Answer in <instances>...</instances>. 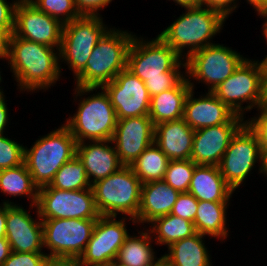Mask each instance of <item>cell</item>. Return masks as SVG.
Listing matches in <instances>:
<instances>
[{
    "label": "cell",
    "instance_id": "cell-47",
    "mask_svg": "<svg viewBox=\"0 0 267 266\" xmlns=\"http://www.w3.org/2000/svg\"><path fill=\"white\" fill-rule=\"evenodd\" d=\"M12 250L6 237H0V266L10 256Z\"/></svg>",
    "mask_w": 267,
    "mask_h": 266
},
{
    "label": "cell",
    "instance_id": "cell-24",
    "mask_svg": "<svg viewBox=\"0 0 267 266\" xmlns=\"http://www.w3.org/2000/svg\"><path fill=\"white\" fill-rule=\"evenodd\" d=\"M234 192L226 183L218 166L195 167L188 193L198 201L230 202Z\"/></svg>",
    "mask_w": 267,
    "mask_h": 266
},
{
    "label": "cell",
    "instance_id": "cell-34",
    "mask_svg": "<svg viewBox=\"0 0 267 266\" xmlns=\"http://www.w3.org/2000/svg\"><path fill=\"white\" fill-rule=\"evenodd\" d=\"M38 10L59 20L63 25L81 17L75 0H32Z\"/></svg>",
    "mask_w": 267,
    "mask_h": 266
},
{
    "label": "cell",
    "instance_id": "cell-43",
    "mask_svg": "<svg viewBox=\"0 0 267 266\" xmlns=\"http://www.w3.org/2000/svg\"><path fill=\"white\" fill-rule=\"evenodd\" d=\"M44 266H83L78 257H48Z\"/></svg>",
    "mask_w": 267,
    "mask_h": 266
},
{
    "label": "cell",
    "instance_id": "cell-10",
    "mask_svg": "<svg viewBox=\"0 0 267 266\" xmlns=\"http://www.w3.org/2000/svg\"><path fill=\"white\" fill-rule=\"evenodd\" d=\"M245 59L246 57L232 47L214 42L192 53L185 60L186 77L192 89L196 87L194 83L201 82L208 87V91H213L232 75Z\"/></svg>",
    "mask_w": 267,
    "mask_h": 266
},
{
    "label": "cell",
    "instance_id": "cell-2",
    "mask_svg": "<svg viewBox=\"0 0 267 266\" xmlns=\"http://www.w3.org/2000/svg\"><path fill=\"white\" fill-rule=\"evenodd\" d=\"M98 89L101 91L97 92ZM73 90H75L73 93L75 101H79L78 108L64 124L69 128L77 143L111 140L118 119L105 90L102 87L81 86H74ZM94 91L96 93H93ZM84 95L89 96L85 98Z\"/></svg>",
    "mask_w": 267,
    "mask_h": 266
},
{
    "label": "cell",
    "instance_id": "cell-4",
    "mask_svg": "<svg viewBox=\"0 0 267 266\" xmlns=\"http://www.w3.org/2000/svg\"><path fill=\"white\" fill-rule=\"evenodd\" d=\"M135 33L111 28L103 35L74 78V86L102 87L127 68V54Z\"/></svg>",
    "mask_w": 267,
    "mask_h": 266
},
{
    "label": "cell",
    "instance_id": "cell-52",
    "mask_svg": "<svg viewBox=\"0 0 267 266\" xmlns=\"http://www.w3.org/2000/svg\"><path fill=\"white\" fill-rule=\"evenodd\" d=\"M261 106L267 109V70L263 78V100Z\"/></svg>",
    "mask_w": 267,
    "mask_h": 266
},
{
    "label": "cell",
    "instance_id": "cell-49",
    "mask_svg": "<svg viewBox=\"0 0 267 266\" xmlns=\"http://www.w3.org/2000/svg\"><path fill=\"white\" fill-rule=\"evenodd\" d=\"M170 1V0H168ZM176 5L184 7H200L203 6V0H172Z\"/></svg>",
    "mask_w": 267,
    "mask_h": 266
},
{
    "label": "cell",
    "instance_id": "cell-32",
    "mask_svg": "<svg viewBox=\"0 0 267 266\" xmlns=\"http://www.w3.org/2000/svg\"><path fill=\"white\" fill-rule=\"evenodd\" d=\"M49 185L69 191L91 188L86 169L77 156L62 165Z\"/></svg>",
    "mask_w": 267,
    "mask_h": 266
},
{
    "label": "cell",
    "instance_id": "cell-55",
    "mask_svg": "<svg viewBox=\"0 0 267 266\" xmlns=\"http://www.w3.org/2000/svg\"><path fill=\"white\" fill-rule=\"evenodd\" d=\"M0 69H1V67H0ZM2 72L0 71V84H1V82L3 81L2 79H3V77L1 76V75H3V74H1ZM1 87V86H0Z\"/></svg>",
    "mask_w": 267,
    "mask_h": 266
},
{
    "label": "cell",
    "instance_id": "cell-39",
    "mask_svg": "<svg viewBox=\"0 0 267 266\" xmlns=\"http://www.w3.org/2000/svg\"><path fill=\"white\" fill-rule=\"evenodd\" d=\"M184 77H155L146 80L145 86L150 96H155L163 91L174 88Z\"/></svg>",
    "mask_w": 267,
    "mask_h": 266
},
{
    "label": "cell",
    "instance_id": "cell-3",
    "mask_svg": "<svg viewBox=\"0 0 267 266\" xmlns=\"http://www.w3.org/2000/svg\"><path fill=\"white\" fill-rule=\"evenodd\" d=\"M184 12L158 34L184 60L192 53L213 44L226 18L205 6L184 7Z\"/></svg>",
    "mask_w": 267,
    "mask_h": 266
},
{
    "label": "cell",
    "instance_id": "cell-45",
    "mask_svg": "<svg viewBox=\"0 0 267 266\" xmlns=\"http://www.w3.org/2000/svg\"><path fill=\"white\" fill-rule=\"evenodd\" d=\"M6 98H4L1 102H0V136L4 135V133H6L5 129L6 126L8 127V120L10 119L9 117V109L7 107L6 103L8 100H5Z\"/></svg>",
    "mask_w": 267,
    "mask_h": 266
},
{
    "label": "cell",
    "instance_id": "cell-48",
    "mask_svg": "<svg viewBox=\"0 0 267 266\" xmlns=\"http://www.w3.org/2000/svg\"><path fill=\"white\" fill-rule=\"evenodd\" d=\"M246 2L252 5L256 13L267 12V0H246Z\"/></svg>",
    "mask_w": 267,
    "mask_h": 266
},
{
    "label": "cell",
    "instance_id": "cell-23",
    "mask_svg": "<svg viewBox=\"0 0 267 266\" xmlns=\"http://www.w3.org/2000/svg\"><path fill=\"white\" fill-rule=\"evenodd\" d=\"M179 194L164 180L142 184L136 224L148 226L154 219L170 214Z\"/></svg>",
    "mask_w": 267,
    "mask_h": 266
},
{
    "label": "cell",
    "instance_id": "cell-16",
    "mask_svg": "<svg viewBox=\"0 0 267 266\" xmlns=\"http://www.w3.org/2000/svg\"><path fill=\"white\" fill-rule=\"evenodd\" d=\"M63 24L30 2H17L14 34L22 39L60 48Z\"/></svg>",
    "mask_w": 267,
    "mask_h": 266
},
{
    "label": "cell",
    "instance_id": "cell-5",
    "mask_svg": "<svg viewBox=\"0 0 267 266\" xmlns=\"http://www.w3.org/2000/svg\"><path fill=\"white\" fill-rule=\"evenodd\" d=\"M37 139L29 149L24 146V163L35 185L42 188L52 182L63 164L76 156L77 141L64 123Z\"/></svg>",
    "mask_w": 267,
    "mask_h": 266
},
{
    "label": "cell",
    "instance_id": "cell-13",
    "mask_svg": "<svg viewBox=\"0 0 267 266\" xmlns=\"http://www.w3.org/2000/svg\"><path fill=\"white\" fill-rule=\"evenodd\" d=\"M126 220L136 224L134 218L126 216L101 215L97 219L91 238L79 257L83 266H109L116 260L120 247L130 234Z\"/></svg>",
    "mask_w": 267,
    "mask_h": 266
},
{
    "label": "cell",
    "instance_id": "cell-54",
    "mask_svg": "<svg viewBox=\"0 0 267 266\" xmlns=\"http://www.w3.org/2000/svg\"><path fill=\"white\" fill-rule=\"evenodd\" d=\"M109 266H123V265H120V264H118V263H116V262L114 261V262H112Z\"/></svg>",
    "mask_w": 267,
    "mask_h": 266
},
{
    "label": "cell",
    "instance_id": "cell-1",
    "mask_svg": "<svg viewBox=\"0 0 267 266\" xmlns=\"http://www.w3.org/2000/svg\"><path fill=\"white\" fill-rule=\"evenodd\" d=\"M59 49L11 35L7 62L20 92H46L60 81Z\"/></svg>",
    "mask_w": 267,
    "mask_h": 266
},
{
    "label": "cell",
    "instance_id": "cell-42",
    "mask_svg": "<svg viewBox=\"0 0 267 266\" xmlns=\"http://www.w3.org/2000/svg\"><path fill=\"white\" fill-rule=\"evenodd\" d=\"M239 0H203V6L219 11L226 19L229 18L239 4Z\"/></svg>",
    "mask_w": 267,
    "mask_h": 266
},
{
    "label": "cell",
    "instance_id": "cell-30",
    "mask_svg": "<svg viewBox=\"0 0 267 266\" xmlns=\"http://www.w3.org/2000/svg\"><path fill=\"white\" fill-rule=\"evenodd\" d=\"M147 228L156 245L167 247L197 233L193 222L172 214L154 219Z\"/></svg>",
    "mask_w": 267,
    "mask_h": 266
},
{
    "label": "cell",
    "instance_id": "cell-26",
    "mask_svg": "<svg viewBox=\"0 0 267 266\" xmlns=\"http://www.w3.org/2000/svg\"><path fill=\"white\" fill-rule=\"evenodd\" d=\"M191 89L185 76L174 88L152 96L148 116L153 125L183 118L185 101Z\"/></svg>",
    "mask_w": 267,
    "mask_h": 266
},
{
    "label": "cell",
    "instance_id": "cell-36",
    "mask_svg": "<svg viewBox=\"0 0 267 266\" xmlns=\"http://www.w3.org/2000/svg\"><path fill=\"white\" fill-rule=\"evenodd\" d=\"M197 208L198 200L192 194L180 193L170 214L194 223Z\"/></svg>",
    "mask_w": 267,
    "mask_h": 266
},
{
    "label": "cell",
    "instance_id": "cell-18",
    "mask_svg": "<svg viewBox=\"0 0 267 266\" xmlns=\"http://www.w3.org/2000/svg\"><path fill=\"white\" fill-rule=\"evenodd\" d=\"M35 209L37 219L22 205L6 203V239L12 251L45 252L42 220L37 207Z\"/></svg>",
    "mask_w": 267,
    "mask_h": 266
},
{
    "label": "cell",
    "instance_id": "cell-33",
    "mask_svg": "<svg viewBox=\"0 0 267 266\" xmlns=\"http://www.w3.org/2000/svg\"><path fill=\"white\" fill-rule=\"evenodd\" d=\"M196 166L191 159L170 160L163 180L179 193H186Z\"/></svg>",
    "mask_w": 267,
    "mask_h": 266
},
{
    "label": "cell",
    "instance_id": "cell-15",
    "mask_svg": "<svg viewBox=\"0 0 267 266\" xmlns=\"http://www.w3.org/2000/svg\"><path fill=\"white\" fill-rule=\"evenodd\" d=\"M102 88L110 98L117 119L149 115L151 96L145 83L127 68Z\"/></svg>",
    "mask_w": 267,
    "mask_h": 266
},
{
    "label": "cell",
    "instance_id": "cell-56",
    "mask_svg": "<svg viewBox=\"0 0 267 266\" xmlns=\"http://www.w3.org/2000/svg\"><path fill=\"white\" fill-rule=\"evenodd\" d=\"M17 2H28V0H16Z\"/></svg>",
    "mask_w": 267,
    "mask_h": 266
},
{
    "label": "cell",
    "instance_id": "cell-29",
    "mask_svg": "<svg viewBox=\"0 0 267 266\" xmlns=\"http://www.w3.org/2000/svg\"><path fill=\"white\" fill-rule=\"evenodd\" d=\"M39 188L33 182L25 163L8 169L0 170V192L12 197L30 199V208H36Z\"/></svg>",
    "mask_w": 267,
    "mask_h": 266
},
{
    "label": "cell",
    "instance_id": "cell-7",
    "mask_svg": "<svg viewBox=\"0 0 267 266\" xmlns=\"http://www.w3.org/2000/svg\"><path fill=\"white\" fill-rule=\"evenodd\" d=\"M142 182L130 166L91 185L100 215L136 218L140 206Z\"/></svg>",
    "mask_w": 267,
    "mask_h": 266
},
{
    "label": "cell",
    "instance_id": "cell-20",
    "mask_svg": "<svg viewBox=\"0 0 267 266\" xmlns=\"http://www.w3.org/2000/svg\"><path fill=\"white\" fill-rule=\"evenodd\" d=\"M245 123H225L195 130L190 159L196 165L218 166L232 137Z\"/></svg>",
    "mask_w": 267,
    "mask_h": 266
},
{
    "label": "cell",
    "instance_id": "cell-53",
    "mask_svg": "<svg viewBox=\"0 0 267 266\" xmlns=\"http://www.w3.org/2000/svg\"><path fill=\"white\" fill-rule=\"evenodd\" d=\"M2 87H0V102L6 97L4 94V90L3 89H1Z\"/></svg>",
    "mask_w": 267,
    "mask_h": 266
},
{
    "label": "cell",
    "instance_id": "cell-41",
    "mask_svg": "<svg viewBox=\"0 0 267 266\" xmlns=\"http://www.w3.org/2000/svg\"><path fill=\"white\" fill-rule=\"evenodd\" d=\"M111 2L112 0H75V5L81 16H101L99 11Z\"/></svg>",
    "mask_w": 267,
    "mask_h": 266
},
{
    "label": "cell",
    "instance_id": "cell-17",
    "mask_svg": "<svg viewBox=\"0 0 267 266\" xmlns=\"http://www.w3.org/2000/svg\"><path fill=\"white\" fill-rule=\"evenodd\" d=\"M111 141L121 164L131 166L154 142L152 120L149 116L118 119Z\"/></svg>",
    "mask_w": 267,
    "mask_h": 266
},
{
    "label": "cell",
    "instance_id": "cell-31",
    "mask_svg": "<svg viewBox=\"0 0 267 266\" xmlns=\"http://www.w3.org/2000/svg\"><path fill=\"white\" fill-rule=\"evenodd\" d=\"M170 160L153 142L130 166L134 174L145 184L163 180Z\"/></svg>",
    "mask_w": 267,
    "mask_h": 266
},
{
    "label": "cell",
    "instance_id": "cell-40",
    "mask_svg": "<svg viewBox=\"0 0 267 266\" xmlns=\"http://www.w3.org/2000/svg\"><path fill=\"white\" fill-rule=\"evenodd\" d=\"M0 0V30L14 31L15 7L16 0Z\"/></svg>",
    "mask_w": 267,
    "mask_h": 266
},
{
    "label": "cell",
    "instance_id": "cell-21",
    "mask_svg": "<svg viewBox=\"0 0 267 266\" xmlns=\"http://www.w3.org/2000/svg\"><path fill=\"white\" fill-rule=\"evenodd\" d=\"M112 145L111 140L77 143L76 156L84 165L91 185L123 167Z\"/></svg>",
    "mask_w": 267,
    "mask_h": 266
},
{
    "label": "cell",
    "instance_id": "cell-51",
    "mask_svg": "<svg viewBox=\"0 0 267 266\" xmlns=\"http://www.w3.org/2000/svg\"><path fill=\"white\" fill-rule=\"evenodd\" d=\"M258 173L263 174L262 177H267V150L261 151L260 171Z\"/></svg>",
    "mask_w": 267,
    "mask_h": 266
},
{
    "label": "cell",
    "instance_id": "cell-44",
    "mask_svg": "<svg viewBox=\"0 0 267 266\" xmlns=\"http://www.w3.org/2000/svg\"><path fill=\"white\" fill-rule=\"evenodd\" d=\"M14 31H1L0 30V60L5 59L8 61L9 57V41Z\"/></svg>",
    "mask_w": 267,
    "mask_h": 266
},
{
    "label": "cell",
    "instance_id": "cell-11",
    "mask_svg": "<svg viewBox=\"0 0 267 266\" xmlns=\"http://www.w3.org/2000/svg\"><path fill=\"white\" fill-rule=\"evenodd\" d=\"M36 207L41 219H98L92 188L61 190L50 185L39 188Z\"/></svg>",
    "mask_w": 267,
    "mask_h": 266
},
{
    "label": "cell",
    "instance_id": "cell-8",
    "mask_svg": "<svg viewBox=\"0 0 267 266\" xmlns=\"http://www.w3.org/2000/svg\"><path fill=\"white\" fill-rule=\"evenodd\" d=\"M266 70L267 65L264 62L246 58L233 74L212 92L237 115L244 117L245 113L262 104ZM244 103L246 105L242 106Z\"/></svg>",
    "mask_w": 267,
    "mask_h": 266
},
{
    "label": "cell",
    "instance_id": "cell-14",
    "mask_svg": "<svg viewBox=\"0 0 267 266\" xmlns=\"http://www.w3.org/2000/svg\"><path fill=\"white\" fill-rule=\"evenodd\" d=\"M260 160L258 138L245 123L232 137L218 167L226 183L236 191L254 168L260 171Z\"/></svg>",
    "mask_w": 267,
    "mask_h": 266
},
{
    "label": "cell",
    "instance_id": "cell-27",
    "mask_svg": "<svg viewBox=\"0 0 267 266\" xmlns=\"http://www.w3.org/2000/svg\"><path fill=\"white\" fill-rule=\"evenodd\" d=\"M145 225L137 234H129L120 247L115 262L123 266H161L162 257L154 251L155 241ZM146 228V229H145Z\"/></svg>",
    "mask_w": 267,
    "mask_h": 266
},
{
    "label": "cell",
    "instance_id": "cell-50",
    "mask_svg": "<svg viewBox=\"0 0 267 266\" xmlns=\"http://www.w3.org/2000/svg\"><path fill=\"white\" fill-rule=\"evenodd\" d=\"M258 16L261 17V19H264V23H262V36L264 37V40L266 41V45H267V12H260L257 13ZM262 62H264L265 64H267V55L263 58V60H261Z\"/></svg>",
    "mask_w": 267,
    "mask_h": 266
},
{
    "label": "cell",
    "instance_id": "cell-38",
    "mask_svg": "<svg viewBox=\"0 0 267 266\" xmlns=\"http://www.w3.org/2000/svg\"><path fill=\"white\" fill-rule=\"evenodd\" d=\"M257 116L245 120L247 126L256 134L260 151L267 150V109L259 106Z\"/></svg>",
    "mask_w": 267,
    "mask_h": 266
},
{
    "label": "cell",
    "instance_id": "cell-19",
    "mask_svg": "<svg viewBox=\"0 0 267 266\" xmlns=\"http://www.w3.org/2000/svg\"><path fill=\"white\" fill-rule=\"evenodd\" d=\"M194 89L187 95L183 119L195 131L204 127L225 123H245V118L237 115L219 100L212 91L195 98Z\"/></svg>",
    "mask_w": 267,
    "mask_h": 266
},
{
    "label": "cell",
    "instance_id": "cell-6",
    "mask_svg": "<svg viewBox=\"0 0 267 266\" xmlns=\"http://www.w3.org/2000/svg\"><path fill=\"white\" fill-rule=\"evenodd\" d=\"M134 35L127 54V69L145 82L155 77H185L186 62L159 35L147 40ZM184 60V61H183Z\"/></svg>",
    "mask_w": 267,
    "mask_h": 266
},
{
    "label": "cell",
    "instance_id": "cell-46",
    "mask_svg": "<svg viewBox=\"0 0 267 266\" xmlns=\"http://www.w3.org/2000/svg\"><path fill=\"white\" fill-rule=\"evenodd\" d=\"M2 204H0V237H6V203L10 205H16V202L14 203L8 200H1Z\"/></svg>",
    "mask_w": 267,
    "mask_h": 266
},
{
    "label": "cell",
    "instance_id": "cell-25",
    "mask_svg": "<svg viewBox=\"0 0 267 266\" xmlns=\"http://www.w3.org/2000/svg\"><path fill=\"white\" fill-rule=\"evenodd\" d=\"M200 233L171 244L161 255L163 266H213L205 238Z\"/></svg>",
    "mask_w": 267,
    "mask_h": 266
},
{
    "label": "cell",
    "instance_id": "cell-12",
    "mask_svg": "<svg viewBox=\"0 0 267 266\" xmlns=\"http://www.w3.org/2000/svg\"><path fill=\"white\" fill-rule=\"evenodd\" d=\"M48 257H80L97 219H41ZM50 251V252H49Z\"/></svg>",
    "mask_w": 267,
    "mask_h": 266
},
{
    "label": "cell",
    "instance_id": "cell-28",
    "mask_svg": "<svg viewBox=\"0 0 267 266\" xmlns=\"http://www.w3.org/2000/svg\"><path fill=\"white\" fill-rule=\"evenodd\" d=\"M230 202L198 201L194 225L196 231L210 238H217L223 243L229 237L227 208ZM228 227V228H227Z\"/></svg>",
    "mask_w": 267,
    "mask_h": 266
},
{
    "label": "cell",
    "instance_id": "cell-35",
    "mask_svg": "<svg viewBox=\"0 0 267 266\" xmlns=\"http://www.w3.org/2000/svg\"><path fill=\"white\" fill-rule=\"evenodd\" d=\"M0 136V170L17 167L24 163V145L7 136Z\"/></svg>",
    "mask_w": 267,
    "mask_h": 266
},
{
    "label": "cell",
    "instance_id": "cell-22",
    "mask_svg": "<svg viewBox=\"0 0 267 266\" xmlns=\"http://www.w3.org/2000/svg\"><path fill=\"white\" fill-rule=\"evenodd\" d=\"M195 131L184 121H166L154 126V143L169 160H188Z\"/></svg>",
    "mask_w": 267,
    "mask_h": 266
},
{
    "label": "cell",
    "instance_id": "cell-37",
    "mask_svg": "<svg viewBox=\"0 0 267 266\" xmlns=\"http://www.w3.org/2000/svg\"><path fill=\"white\" fill-rule=\"evenodd\" d=\"M47 258L46 252L12 251L2 266H44Z\"/></svg>",
    "mask_w": 267,
    "mask_h": 266
},
{
    "label": "cell",
    "instance_id": "cell-9",
    "mask_svg": "<svg viewBox=\"0 0 267 266\" xmlns=\"http://www.w3.org/2000/svg\"><path fill=\"white\" fill-rule=\"evenodd\" d=\"M101 16H81L63 25L60 63L73 71L75 78L85 67L87 61L103 35L110 29Z\"/></svg>",
    "mask_w": 267,
    "mask_h": 266
}]
</instances>
